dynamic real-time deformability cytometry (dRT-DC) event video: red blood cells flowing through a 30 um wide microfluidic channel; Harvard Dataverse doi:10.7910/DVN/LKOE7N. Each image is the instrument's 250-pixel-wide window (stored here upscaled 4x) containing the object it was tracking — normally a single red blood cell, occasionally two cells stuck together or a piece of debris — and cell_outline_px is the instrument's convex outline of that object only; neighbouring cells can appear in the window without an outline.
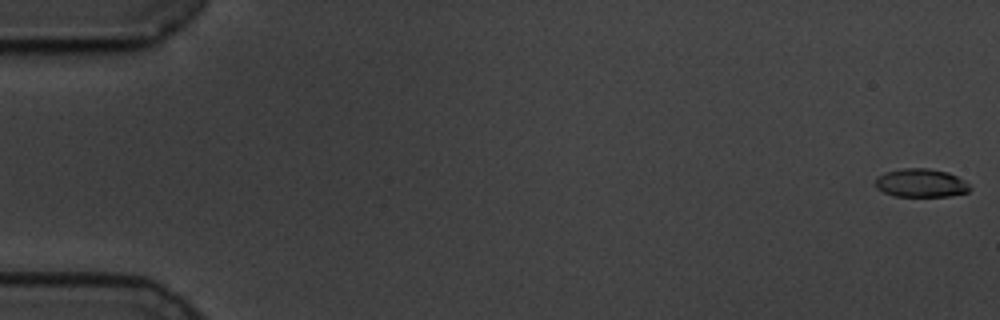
{"species": "common noctule bat (a hibernating species)", "species_latin": "Nyctalus noctula", "temperature_condition": "cold", "stored_images_in_passage": 55, "camera_frame_rate_fps": 3000, "um_per_image_px": 0.085, "animal": {"sex": "male", "body_mass_g": 19.5, "forearm_length_mm": 54.6}, "frame": {"image": 1, "passage_image": 1, "time_ms": 0.0, "image_size_px": [1000, 320], "cell_outline_px": [[972, 188], [968, 192], [948, 196], [896, 196], [884, 192], [876, 188], [876, 180], [884, 172], [904, 168], [928, 168], [948, 172], [964, 180]], "centroid_in_image_um": [78.3, 15.55], "position_along_channel_um": 6.7, "area_um2": 15.55}}
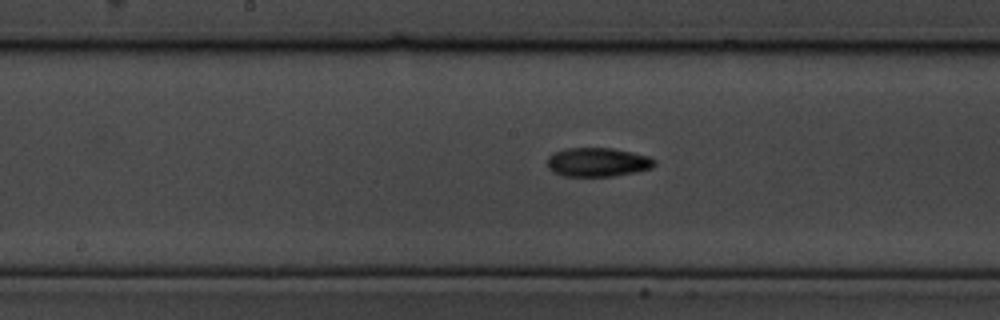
{"frame": {"image": 2, "passage_image": 31, "time_ms": 10.0, "image_size_px": [1000, 320], "cell_outline_px": [[656, 164], [652, 168], [636, 172], [612, 176], [564, 176], [552, 172], [548, 168], [548, 156], [552, 152], [564, 148], [612, 148], [632, 152], [648, 156], [656, 160]], "centroid_in_image_um": [50.79, 13.78], "position_along_channel_um": 197.4, "area_um2": 18.26}}
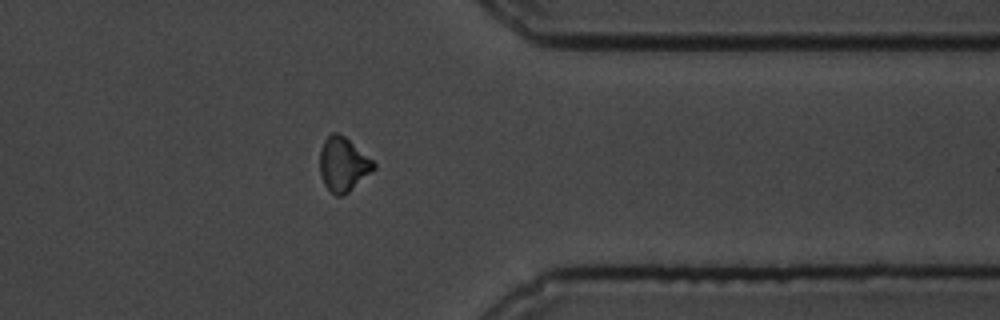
{"frame": {"image": 3, "passage_image": 48, "time_ms": 15.667, "image_size_px": [1000, 320], "cell_outline_px": [[376, 168], [372, 172], [348, 192], [340, 196], [336, 196], [324, 184], [320, 172], [320, 148], [324, 140], [332, 132], [336, 132], [344, 136], [372, 160], [376, 164]], "centroid_in_image_um": [29.16, 13.96], "position_along_channel_um": 382.2, "area_um2": 16.76}}